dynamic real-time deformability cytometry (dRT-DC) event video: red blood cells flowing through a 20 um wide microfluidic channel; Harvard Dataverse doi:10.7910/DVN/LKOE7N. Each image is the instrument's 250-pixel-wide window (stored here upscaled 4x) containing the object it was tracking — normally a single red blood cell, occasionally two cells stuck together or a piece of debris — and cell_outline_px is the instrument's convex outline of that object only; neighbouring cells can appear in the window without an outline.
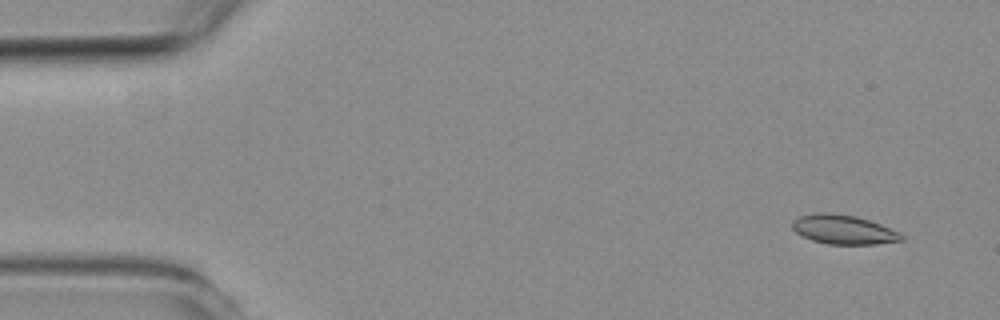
{"species": "common noctule bat (a hibernating species)", "species_latin": "Nyctalus noctula", "temperature_condition": "room temperature", "stored_images_in_passage": 5, "camera_frame_rate_fps": 3000, "um_per_image_px": 0.085, "animal": {"sex": "female", "body_mass_g": 19.3, "forearm_length_mm": 54.1}, "frame": {"image": 1, "passage_image": 1, "time_ms": 0.0, "image_size_px": [1000, 320], "cell_outline_px": [[904, 240], [876, 244], [828, 244], [812, 240], [800, 236], [792, 228], [792, 220], [800, 216], [816, 212], [828, 212], [856, 216], [880, 224], [900, 232], [904, 236]], "centroid_in_image_um": [71.68, 19.51], "position_along_channel_um": 13.3, "area_um2": 18.73}}